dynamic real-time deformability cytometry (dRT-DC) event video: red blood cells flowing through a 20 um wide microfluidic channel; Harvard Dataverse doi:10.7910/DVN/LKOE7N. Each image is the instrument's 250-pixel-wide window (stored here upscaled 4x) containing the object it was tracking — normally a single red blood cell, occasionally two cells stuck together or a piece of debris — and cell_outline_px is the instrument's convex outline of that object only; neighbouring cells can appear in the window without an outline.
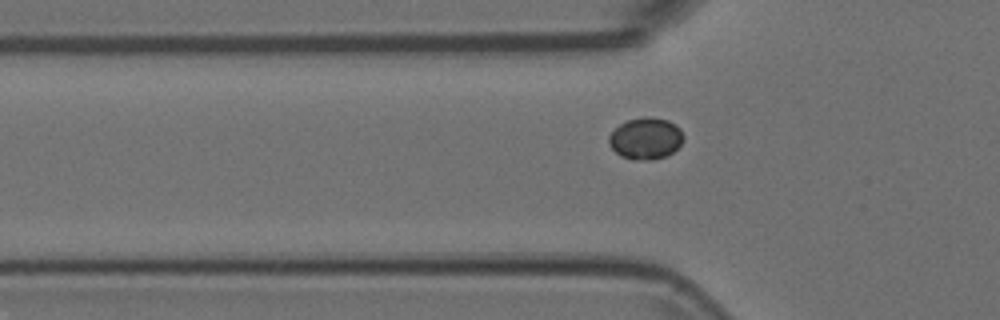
{"species": "Egyptian fruit bat (a non-hibernating species)", "species_latin": "Rousettus aegyptiacus", "temperature_condition": "room temperature", "stored_images_in_passage": 38, "camera_frame_rate_fps": 3000, "um_per_image_px": 0.085, "animal": {"sex": "female"}, "frame": {"image": 1, "passage_image": 7, "time_ms": 2.0, "image_size_px": [1000, 320], "cell_outline_px": [[684, 140], [672, 152], [664, 156], [652, 160], [632, 160], [620, 156], [608, 144], [608, 136], [620, 124], [628, 120], [644, 116], [648, 116], [668, 120], [676, 124], [680, 128], [684, 136]], "centroid_in_image_um": [54.88, 11.76], "position_along_channel_um": 70.9, "area_um2": 18.21}}
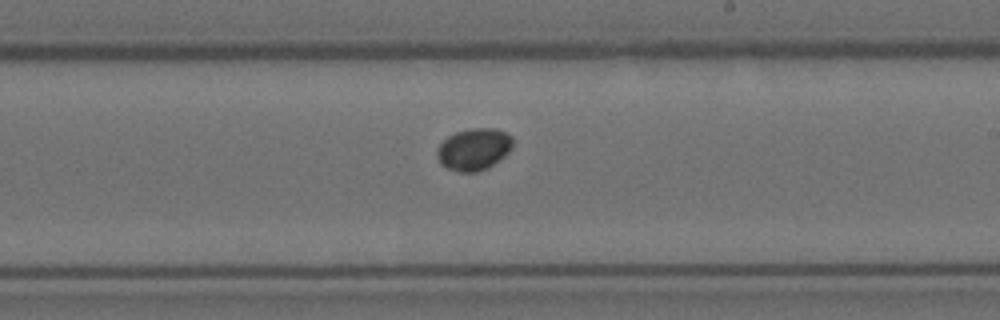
{"frame": {"image": 2, "passage_image": 21, "time_ms": 6.667, "image_size_px": [1000, 320], "cell_outline_px": [[512, 148], [500, 160], [488, 168], [476, 172], [460, 172], [448, 168], [440, 164], [436, 156], [436, 152], [440, 144], [448, 136], [456, 132], [472, 128], [496, 128], [512, 136]], "centroid_in_image_um": [40.28, 12.69], "position_along_channel_um": 248.7, "area_um2": 18.55}}
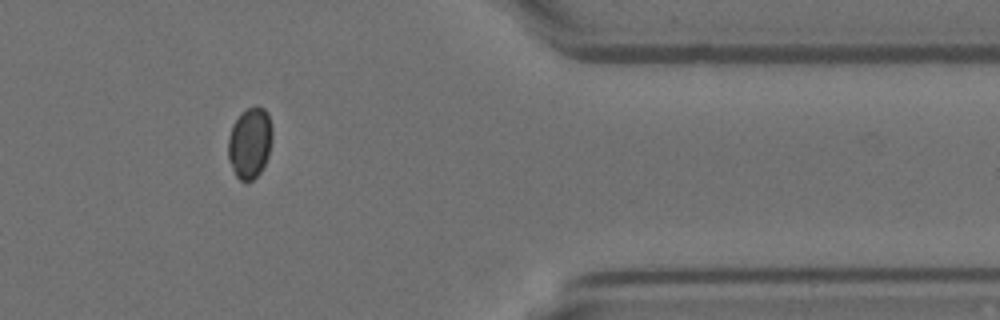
{"frame": {"image": 3, "passage_image": 34, "time_ms": 11.0, "image_size_px": [1000, 320], "cell_outline_px": [[272, 140], [268, 156], [260, 172], [252, 180], [240, 180], [236, 176], [228, 160], [228, 136], [232, 124], [248, 108], [256, 104], [264, 108], [268, 112], [272, 128]], "centroid_in_image_um": [21.24, 12.12], "position_along_channel_um": 390.2, "area_um2": 18.32}}